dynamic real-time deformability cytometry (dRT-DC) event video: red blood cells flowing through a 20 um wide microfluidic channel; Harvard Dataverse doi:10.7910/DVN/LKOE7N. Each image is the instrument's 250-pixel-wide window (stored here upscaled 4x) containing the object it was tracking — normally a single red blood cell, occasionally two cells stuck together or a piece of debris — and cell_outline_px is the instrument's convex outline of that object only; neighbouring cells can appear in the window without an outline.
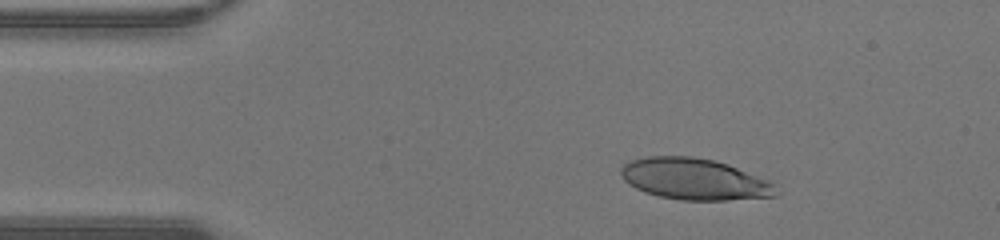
{"species": "human", "species_latin": "Homo sapiens", "temperature_condition": "warm", "stored_images_in_passage": 40, "camera_frame_rate_fps": 3000, "um_per_image_px": 0.085, "donor": {"sex": "male"}, "frame": {"image": 1, "passage_image": 1, "time_ms": 0.0, "image_size_px": [1000, 240], "cell_outline_px": [[780, 196], [728, 200], [680, 200], [660, 196], [644, 192], [628, 184], [620, 176], [620, 168], [624, 164], [632, 160], [648, 156], [692, 156], [712, 160], [728, 164], [772, 180], [780, 184]], "centroid_in_image_um": [59.13, 15.23], "position_along_channel_um": 25.9, "area_um2": 38.15}}
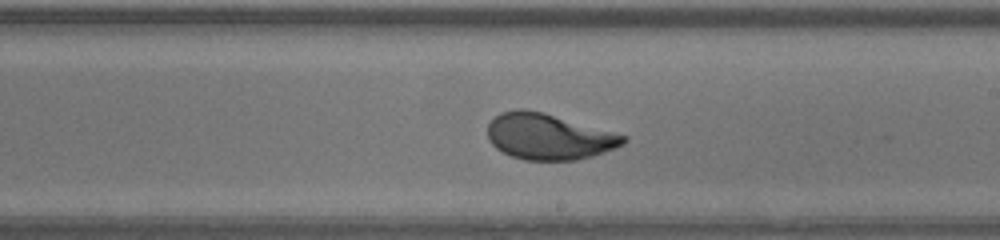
{"frame": {"image": 2, "passage_image": 20, "time_ms": 6.333, "image_size_px": [1000, 240], "cell_outline_px": [[628, 140], [624, 144], [592, 156], [576, 160], [524, 160], [512, 156], [496, 148], [488, 140], [488, 124], [500, 112], [516, 108], [524, 108], [544, 112], [628, 136]], "centroid_in_image_um": [46.63, 11.6], "position_along_channel_um": 242.4, "area_um2": 36.41}}
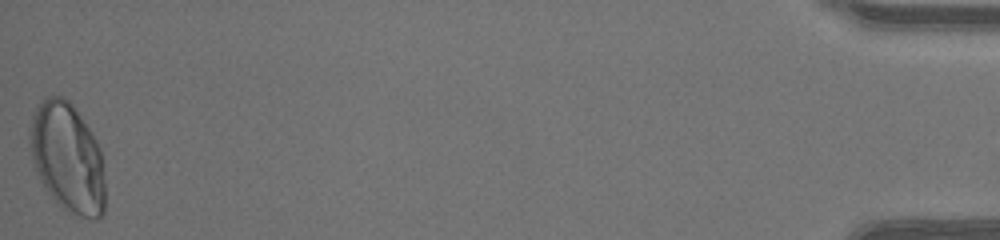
{"frame": {"image": 3, "passage_image": 40, "time_ms": 13.0, "image_size_px": [1000, 240], "cell_outline_px": [[104, 212], [96, 220], [92, 220], [72, 216], [60, 208], [48, 192], [40, 180], [36, 172], [32, 160], [28, 136], [28, 128], [32, 112], [36, 104], [44, 96], [64, 96], [72, 104], [92, 132], [100, 148], [104, 180]], "centroid_in_image_um": [5.7, 13.41], "position_along_channel_um": 429.5, "area_um2": 49.07}, "authors_computed_cell_mechanics": {"area_um2": 36.8764, "velocity_mm_per_s": 4.4198, "shape_relaxation_time_tau1_ms": 5.1436, "shape_relaxation_time_tau2_ms": null, "deformation_change_tau1": 0.2736, "deformation_change_tau2": null}}